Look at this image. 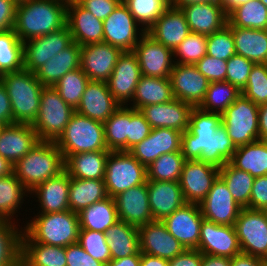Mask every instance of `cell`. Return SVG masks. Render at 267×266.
<instances>
[{
	"label": "cell",
	"mask_w": 267,
	"mask_h": 266,
	"mask_svg": "<svg viewBox=\"0 0 267 266\" xmlns=\"http://www.w3.org/2000/svg\"><path fill=\"white\" fill-rule=\"evenodd\" d=\"M141 74L150 77H169L175 64L173 50L145 33L133 49Z\"/></svg>",
	"instance_id": "obj_15"
},
{
	"label": "cell",
	"mask_w": 267,
	"mask_h": 266,
	"mask_svg": "<svg viewBox=\"0 0 267 266\" xmlns=\"http://www.w3.org/2000/svg\"><path fill=\"white\" fill-rule=\"evenodd\" d=\"M120 106L109 91L107 82L90 80L75 111L104 123Z\"/></svg>",
	"instance_id": "obj_23"
},
{
	"label": "cell",
	"mask_w": 267,
	"mask_h": 266,
	"mask_svg": "<svg viewBox=\"0 0 267 266\" xmlns=\"http://www.w3.org/2000/svg\"><path fill=\"white\" fill-rule=\"evenodd\" d=\"M235 52L255 64H267V30L229 27Z\"/></svg>",
	"instance_id": "obj_34"
},
{
	"label": "cell",
	"mask_w": 267,
	"mask_h": 266,
	"mask_svg": "<svg viewBox=\"0 0 267 266\" xmlns=\"http://www.w3.org/2000/svg\"><path fill=\"white\" fill-rule=\"evenodd\" d=\"M220 168L201 160H186L179 184L186 203L199 204L219 176Z\"/></svg>",
	"instance_id": "obj_13"
},
{
	"label": "cell",
	"mask_w": 267,
	"mask_h": 266,
	"mask_svg": "<svg viewBox=\"0 0 267 266\" xmlns=\"http://www.w3.org/2000/svg\"><path fill=\"white\" fill-rule=\"evenodd\" d=\"M151 125L140 110L130 107V123L127 136V151L143 141L151 132Z\"/></svg>",
	"instance_id": "obj_56"
},
{
	"label": "cell",
	"mask_w": 267,
	"mask_h": 266,
	"mask_svg": "<svg viewBox=\"0 0 267 266\" xmlns=\"http://www.w3.org/2000/svg\"><path fill=\"white\" fill-rule=\"evenodd\" d=\"M193 108L192 105L174 98L167 103L152 104L139 110L152 129L171 128L183 133L188 129Z\"/></svg>",
	"instance_id": "obj_24"
},
{
	"label": "cell",
	"mask_w": 267,
	"mask_h": 266,
	"mask_svg": "<svg viewBox=\"0 0 267 266\" xmlns=\"http://www.w3.org/2000/svg\"><path fill=\"white\" fill-rule=\"evenodd\" d=\"M240 95L241 91L229 82H210L199 108L203 111L222 114Z\"/></svg>",
	"instance_id": "obj_47"
},
{
	"label": "cell",
	"mask_w": 267,
	"mask_h": 266,
	"mask_svg": "<svg viewBox=\"0 0 267 266\" xmlns=\"http://www.w3.org/2000/svg\"><path fill=\"white\" fill-rule=\"evenodd\" d=\"M13 166V173L30 192L63 172L65 161L55 142L40 140Z\"/></svg>",
	"instance_id": "obj_4"
},
{
	"label": "cell",
	"mask_w": 267,
	"mask_h": 266,
	"mask_svg": "<svg viewBox=\"0 0 267 266\" xmlns=\"http://www.w3.org/2000/svg\"><path fill=\"white\" fill-rule=\"evenodd\" d=\"M24 69V44L14 29L0 32V75Z\"/></svg>",
	"instance_id": "obj_45"
},
{
	"label": "cell",
	"mask_w": 267,
	"mask_h": 266,
	"mask_svg": "<svg viewBox=\"0 0 267 266\" xmlns=\"http://www.w3.org/2000/svg\"><path fill=\"white\" fill-rule=\"evenodd\" d=\"M62 1L66 2V3H69V2H75V1H78V0H62Z\"/></svg>",
	"instance_id": "obj_72"
},
{
	"label": "cell",
	"mask_w": 267,
	"mask_h": 266,
	"mask_svg": "<svg viewBox=\"0 0 267 266\" xmlns=\"http://www.w3.org/2000/svg\"><path fill=\"white\" fill-rule=\"evenodd\" d=\"M249 208L267 210V175L254 178Z\"/></svg>",
	"instance_id": "obj_60"
},
{
	"label": "cell",
	"mask_w": 267,
	"mask_h": 266,
	"mask_svg": "<svg viewBox=\"0 0 267 266\" xmlns=\"http://www.w3.org/2000/svg\"><path fill=\"white\" fill-rule=\"evenodd\" d=\"M138 229L141 253L170 260L185 250V247L169 233L162 221L153 220Z\"/></svg>",
	"instance_id": "obj_21"
},
{
	"label": "cell",
	"mask_w": 267,
	"mask_h": 266,
	"mask_svg": "<svg viewBox=\"0 0 267 266\" xmlns=\"http://www.w3.org/2000/svg\"><path fill=\"white\" fill-rule=\"evenodd\" d=\"M109 152L93 151L70 155L65 160V171L72 178L104 180Z\"/></svg>",
	"instance_id": "obj_33"
},
{
	"label": "cell",
	"mask_w": 267,
	"mask_h": 266,
	"mask_svg": "<svg viewBox=\"0 0 267 266\" xmlns=\"http://www.w3.org/2000/svg\"><path fill=\"white\" fill-rule=\"evenodd\" d=\"M195 66L210 82L226 80L227 61L225 60L216 59L206 54Z\"/></svg>",
	"instance_id": "obj_57"
},
{
	"label": "cell",
	"mask_w": 267,
	"mask_h": 266,
	"mask_svg": "<svg viewBox=\"0 0 267 266\" xmlns=\"http://www.w3.org/2000/svg\"><path fill=\"white\" fill-rule=\"evenodd\" d=\"M175 99L199 107L205 98L210 81L195 65L175 63L169 76Z\"/></svg>",
	"instance_id": "obj_16"
},
{
	"label": "cell",
	"mask_w": 267,
	"mask_h": 266,
	"mask_svg": "<svg viewBox=\"0 0 267 266\" xmlns=\"http://www.w3.org/2000/svg\"><path fill=\"white\" fill-rule=\"evenodd\" d=\"M20 266H67L66 247L21 242Z\"/></svg>",
	"instance_id": "obj_38"
},
{
	"label": "cell",
	"mask_w": 267,
	"mask_h": 266,
	"mask_svg": "<svg viewBox=\"0 0 267 266\" xmlns=\"http://www.w3.org/2000/svg\"><path fill=\"white\" fill-rule=\"evenodd\" d=\"M241 94L257 106L267 103V64H255Z\"/></svg>",
	"instance_id": "obj_52"
},
{
	"label": "cell",
	"mask_w": 267,
	"mask_h": 266,
	"mask_svg": "<svg viewBox=\"0 0 267 266\" xmlns=\"http://www.w3.org/2000/svg\"><path fill=\"white\" fill-rule=\"evenodd\" d=\"M185 161L181 152L163 154L146 167L147 180L179 182Z\"/></svg>",
	"instance_id": "obj_48"
},
{
	"label": "cell",
	"mask_w": 267,
	"mask_h": 266,
	"mask_svg": "<svg viewBox=\"0 0 267 266\" xmlns=\"http://www.w3.org/2000/svg\"><path fill=\"white\" fill-rule=\"evenodd\" d=\"M199 207L204 219L228 226H234L242 209L219 176Z\"/></svg>",
	"instance_id": "obj_14"
},
{
	"label": "cell",
	"mask_w": 267,
	"mask_h": 266,
	"mask_svg": "<svg viewBox=\"0 0 267 266\" xmlns=\"http://www.w3.org/2000/svg\"><path fill=\"white\" fill-rule=\"evenodd\" d=\"M182 132L171 128H153L150 134L128 152L142 165L148 167L161 155L181 152Z\"/></svg>",
	"instance_id": "obj_22"
},
{
	"label": "cell",
	"mask_w": 267,
	"mask_h": 266,
	"mask_svg": "<svg viewBox=\"0 0 267 266\" xmlns=\"http://www.w3.org/2000/svg\"><path fill=\"white\" fill-rule=\"evenodd\" d=\"M146 33L174 51L188 36L190 30L181 9L170 6Z\"/></svg>",
	"instance_id": "obj_30"
},
{
	"label": "cell",
	"mask_w": 267,
	"mask_h": 266,
	"mask_svg": "<svg viewBox=\"0 0 267 266\" xmlns=\"http://www.w3.org/2000/svg\"><path fill=\"white\" fill-rule=\"evenodd\" d=\"M230 266H267V261L241 252L231 258Z\"/></svg>",
	"instance_id": "obj_64"
},
{
	"label": "cell",
	"mask_w": 267,
	"mask_h": 266,
	"mask_svg": "<svg viewBox=\"0 0 267 266\" xmlns=\"http://www.w3.org/2000/svg\"><path fill=\"white\" fill-rule=\"evenodd\" d=\"M142 253L139 251L137 254L124 257L121 259H111L105 266H139Z\"/></svg>",
	"instance_id": "obj_66"
},
{
	"label": "cell",
	"mask_w": 267,
	"mask_h": 266,
	"mask_svg": "<svg viewBox=\"0 0 267 266\" xmlns=\"http://www.w3.org/2000/svg\"><path fill=\"white\" fill-rule=\"evenodd\" d=\"M139 266H169V260L142 253Z\"/></svg>",
	"instance_id": "obj_68"
},
{
	"label": "cell",
	"mask_w": 267,
	"mask_h": 266,
	"mask_svg": "<svg viewBox=\"0 0 267 266\" xmlns=\"http://www.w3.org/2000/svg\"><path fill=\"white\" fill-rule=\"evenodd\" d=\"M130 108L120 106L103 124L109 151H127Z\"/></svg>",
	"instance_id": "obj_44"
},
{
	"label": "cell",
	"mask_w": 267,
	"mask_h": 266,
	"mask_svg": "<svg viewBox=\"0 0 267 266\" xmlns=\"http://www.w3.org/2000/svg\"><path fill=\"white\" fill-rule=\"evenodd\" d=\"M105 186L109 197L147 181L146 167L128 151H110L105 169Z\"/></svg>",
	"instance_id": "obj_9"
},
{
	"label": "cell",
	"mask_w": 267,
	"mask_h": 266,
	"mask_svg": "<svg viewBox=\"0 0 267 266\" xmlns=\"http://www.w3.org/2000/svg\"><path fill=\"white\" fill-rule=\"evenodd\" d=\"M75 110L68 105L53 86H44L41 92L39 113L32 124L41 141L56 142Z\"/></svg>",
	"instance_id": "obj_7"
},
{
	"label": "cell",
	"mask_w": 267,
	"mask_h": 266,
	"mask_svg": "<svg viewBox=\"0 0 267 266\" xmlns=\"http://www.w3.org/2000/svg\"><path fill=\"white\" fill-rule=\"evenodd\" d=\"M259 106L240 95L222 114L221 123L235 147L259 140Z\"/></svg>",
	"instance_id": "obj_8"
},
{
	"label": "cell",
	"mask_w": 267,
	"mask_h": 266,
	"mask_svg": "<svg viewBox=\"0 0 267 266\" xmlns=\"http://www.w3.org/2000/svg\"><path fill=\"white\" fill-rule=\"evenodd\" d=\"M249 0H221L226 13L228 14L233 8L245 4Z\"/></svg>",
	"instance_id": "obj_71"
},
{
	"label": "cell",
	"mask_w": 267,
	"mask_h": 266,
	"mask_svg": "<svg viewBox=\"0 0 267 266\" xmlns=\"http://www.w3.org/2000/svg\"><path fill=\"white\" fill-rule=\"evenodd\" d=\"M173 54L175 63L195 65L207 54V36L190 32Z\"/></svg>",
	"instance_id": "obj_51"
},
{
	"label": "cell",
	"mask_w": 267,
	"mask_h": 266,
	"mask_svg": "<svg viewBox=\"0 0 267 266\" xmlns=\"http://www.w3.org/2000/svg\"><path fill=\"white\" fill-rule=\"evenodd\" d=\"M89 81L90 79L79 67L67 72L53 87L58 91L61 98L75 110Z\"/></svg>",
	"instance_id": "obj_50"
},
{
	"label": "cell",
	"mask_w": 267,
	"mask_h": 266,
	"mask_svg": "<svg viewBox=\"0 0 267 266\" xmlns=\"http://www.w3.org/2000/svg\"><path fill=\"white\" fill-rule=\"evenodd\" d=\"M141 76V69L135 53L123 51L111 76L106 81L109 91L121 106H128L127 102L132 101Z\"/></svg>",
	"instance_id": "obj_17"
},
{
	"label": "cell",
	"mask_w": 267,
	"mask_h": 266,
	"mask_svg": "<svg viewBox=\"0 0 267 266\" xmlns=\"http://www.w3.org/2000/svg\"><path fill=\"white\" fill-rule=\"evenodd\" d=\"M66 20L72 39L78 45L103 42V21L97 19L77 1L67 4Z\"/></svg>",
	"instance_id": "obj_27"
},
{
	"label": "cell",
	"mask_w": 267,
	"mask_h": 266,
	"mask_svg": "<svg viewBox=\"0 0 267 266\" xmlns=\"http://www.w3.org/2000/svg\"><path fill=\"white\" fill-rule=\"evenodd\" d=\"M203 253L197 249H185L169 260V266H201Z\"/></svg>",
	"instance_id": "obj_62"
},
{
	"label": "cell",
	"mask_w": 267,
	"mask_h": 266,
	"mask_svg": "<svg viewBox=\"0 0 267 266\" xmlns=\"http://www.w3.org/2000/svg\"><path fill=\"white\" fill-rule=\"evenodd\" d=\"M255 63L241 55L235 54L227 60L226 82L236 86L240 91L245 87L249 74Z\"/></svg>",
	"instance_id": "obj_55"
},
{
	"label": "cell",
	"mask_w": 267,
	"mask_h": 266,
	"mask_svg": "<svg viewBox=\"0 0 267 266\" xmlns=\"http://www.w3.org/2000/svg\"><path fill=\"white\" fill-rule=\"evenodd\" d=\"M174 99L169 77L159 78L142 75L132 98L131 108L139 110L152 104H162Z\"/></svg>",
	"instance_id": "obj_35"
},
{
	"label": "cell",
	"mask_w": 267,
	"mask_h": 266,
	"mask_svg": "<svg viewBox=\"0 0 267 266\" xmlns=\"http://www.w3.org/2000/svg\"><path fill=\"white\" fill-rule=\"evenodd\" d=\"M78 217L80 229L103 233L119 220L114 198L109 196L82 209Z\"/></svg>",
	"instance_id": "obj_40"
},
{
	"label": "cell",
	"mask_w": 267,
	"mask_h": 266,
	"mask_svg": "<svg viewBox=\"0 0 267 266\" xmlns=\"http://www.w3.org/2000/svg\"><path fill=\"white\" fill-rule=\"evenodd\" d=\"M83 8L104 21L121 3L119 0H78Z\"/></svg>",
	"instance_id": "obj_59"
},
{
	"label": "cell",
	"mask_w": 267,
	"mask_h": 266,
	"mask_svg": "<svg viewBox=\"0 0 267 266\" xmlns=\"http://www.w3.org/2000/svg\"><path fill=\"white\" fill-rule=\"evenodd\" d=\"M231 258L203 254L201 266H230Z\"/></svg>",
	"instance_id": "obj_67"
},
{
	"label": "cell",
	"mask_w": 267,
	"mask_h": 266,
	"mask_svg": "<svg viewBox=\"0 0 267 266\" xmlns=\"http://www.w3.org/2000/svg\"><path fill=\"white\" fill-rule=\"evenodd\" d=\"M27 193L30 194L14 173L0 177V218L12 221L24 197H29Z\"/></svg>",
	"instance_id": "obj_41"
},
{
	"label": "cell",
	"mask_w": 267,
	"mask_h": 266,
	"mask_svg": "<svg viewBox=\"0 0 267 266\" xmlns=\"http://www.w3.org/2000/svg\"><path fill=\"white\" fill-rule=\"evenodd\" d=\"M0 81L5 86L11 102L13 124H33L39 113L44 87L35 73L22 69L0 75Z\"/></svg>",
	"instance_id": "obj_5"
},
{
	"label": "cell",
	"mask_w": 267,
	"mask_h": 266,
	"mask_svg": "<svg viewBox=\"0 0 267 266\" xmlns=\"http://www.w3.org/2000/svg\"><path fill=\"white\" fill-rule=\"evenodd\" d=\"M24 225L21 242H37L66 247L78 242L80 231L78 213H40Z\"/></svg>",
	"instance_id": "obj_3"
},
{
	"label": "cell",
	"mask_w": 267,
	"mask_h": 266,
	"mask_svg": "<svg viewBox=\"0 0 267 266\" xmlns=\"http://www.w3.org/2000/svg\"><path fill=\"white\" fill-rule=\"evenodd\" d=\"M259 140L267 141V103L259 106Z\"/></svg>",
	"instance_id": "obj_65"
},
{
	"label": "cell",
	"mask_w": 267,
	"mask_h": 266,
	"mask_svg": "<svg viewBox=\"0 0 267 266\" xmlns=\"http://www.w3.org/2000/svg\"><path fill=\"white\" fill-rule=\"evenodd\" d=\"M267 7V0H260Z\"/></svg>",
	"instance_id": "obj_73"
},
{
	"label": "cell",
	"mask_w": 267,
	"mask_h": 266,
	"mask_svg": "<svg viewBox=\"0 0 267 266\" xmlns=\"http://www.w3.org/2000/svg\"><path fill=\"white\" fill-rule=\"evenodd\" d=\"M123 3L145 32L170 7V0H126Z\"/></svg>",
	"instance_id": "obj_49"
},
{
	"label": "cell",
	"mask_w": 267,
	"mask_h": 266,
	"mask_svg": "<svg viewBox=\"0 0 267 266\" xmlns=\"http://www.w3.org/2000/svg\"><path fill=\"white\" fill-rule=\"evenodd\" d=\"M108 197L104 180L77 179L70 177L69 209L79 213L93 203Z\"/></svg>",
	"instance_id": "obj_39"
},
{
	"label": "cell",
	"mask_w": 267,
	"mask_h": 266,
	"mask_svg": "<svg viewBox=\"0 0 267 266\" xmlns=\"http://www.w3.org/2000/svg\"><path fill=\"white\" fill-rule=\"evenodd\" d=\"M78 243L95 260L107 265L111 260V253L105 233L87 229H80Z\"/></svg>",
	"instance_id": "obj_53"
},
{
	"label": "cell",
	"mask_w": 267,
	"mask_h": 266,
	"mask_svg": "<svg viewBox=\"0 0 267 266\" xmlns=\"http://www.w3.org/2000/svg\"><path fill=\"white\" fill-rule=\"evenodd\" d=\"M147 189L154 220L162 221L186 204L179 182L147 180Z\"/></svg>",
	"instance_id": "obj_28"
},
{
	"label": "cell",
	"mask_w": 267,
	"mask_h": 266,
	"mask_svg": "<svg viewBox=\"0 0 267 266\" xmlns=\"http://www.w3.org/2000/svg\"><path fill=\"white\" fill-rule=\"evenodd\" d=\"M66 259L67 266H105L88 254L78 242L66 246Z\"/></svg>",
	"instance_id": "obj_58"
},
{
	"label": "cell",
	"mask_w": 267,
	"mask_h": 266,
	"mask_svg": "<svg viewBox=\"0 0 267 266\" xmlns=\"http://www.w3.org/2000/svg\"><path fill=\"white\" fill-rule=\"evenodd\" d=\"M203 215L199 204L186 203L162 220L169 233L174 236L185 249H198L200 226Z\"/></svg>",
	"instance_id": "obj_20"
},
{
	"label": "cell",
	"mask_w": 267,
	"mask_h": 266,
	"mask_svg": "<svg viewBox=\"0 0 267 266\" xmlns=\"http://www.w3.org/2000/svg\"><path fill=\"white\" fill-rule=\"evenodd\" d=\"M17 0H0V32L14 27Z\"/></svg>",
	"instance_id": "obj_61"
},
{
	"label": "cell",
	"mask_w": 267,
	"mask_h": 266,
	"mask_svg": "<svg viewBox=\"0 0 267 266\" xmlns=\"http://www.w3.org/2000/svg\"><path fill=\"white\" fill-rule=\"evenodd\" d=\"M67 4L62 0H21L14 31L22 42L44 36L66 25Z\"/></svg>",
	"instance_id": "obj_2"
},
{
	"label": "cell",
	"mask_w": 267,
	"mask_h": 266,
	"mask_svg": "<svg viewBox=\"0 0 267 266\" xmlns=\"http://www.w3.org/2000/svg\"><path fill=\"white\" fill-rule=\"evenodd\" d=\"M69 185L70 176L64 170L58 176L48 179L43 183L37 185L32 191L31 195H36L40 204L39 213H54L69 210ZM41 211V212H40Z\"/></svg>",
	"instance_id": "obj_31"
},
{
	"label": "cell",
	"mask_w": 267,
	"mask_h": 266,
	"mask_svg": "<svg viewBox=\"0 0 267 266\" xmlns=\"http://www.w3.org/2000/svg\"><path fill=\"white\" fill-rule=\"evenodd\" d=\"M122 52L105 42L81 46L80 68L90 80L106 82Z\"/></svg>",
	"instance_id": "obj_19"
},
{
	"label": "cell",
	"mask_w": 267,
	"mask_h": 266,
	"mask_svg": "<svg viewBox=\"0 0 267 266\" xmlns=\"http://www.w3.org/2000/svg\"><path fill=\"white\" fill-rule=\"evenodd\" d=\"M73 42L66 24L59 30L23 42L24 69L35 73L46 61L56 56Z\"/></svg>",
	"instance_id": "obj_12"
},
{
	"label": "cell",
	"mask_w": 267,
	"mask_h": 266,
	"mask_svg": "<svg viewBox=\"0 0 267 266\" xmlns=\"http://www.w3.org/2000/svg\"><path fill=\"white\" fill-rule=\"evenodd\" d=\"M0 124H13V112L11 102L5 86L0 81Z\"/></svg>",
	"instance_id": "obj_63"
},
{
	"label": "cell",
	"mask_w": 267,
	"mask_h": 266,
	"mask_svg": "<svg viewBox=\"0 0 267 266\" xmlns=\"http://www.w3.org/2000/svg\"><path fill=\"white\" fill-rule=\"evenodd\" d=\"M234 228L241 252L267 261V210L242 208Z\"/></svg>",
	"instance_id": "obj_10"
},
{
	"label": "cell",
	"mask_w": 267,
	"mask_h": 266,
	"mask_svg": "<svg viewBox=\"0 0 267 266\" xmlns=\"http://www.w3.org/2000/svg\"><path fill=\"white\" fill-rule=\"evenodd\" d=\"M121 2L118 7L103 21V42L122 51H133L138 41L146 33ZM140 29V30H139Z\"/></svg>",
	"instance_id": "obj_11"
},
{
	"label": "cell",
	"mask_w": 267,
	"mask_h": 266,
	"mask_svg": "<svg viewBox=\"0 0 267 266\" xmlns=\"http://www.w3.org/2000/svg\"><path fill=\"white\" fill-rule=\"evenodd\" d=\"M111 259H121L134 254L139 250V229L122 220H118L106 231Z\"/></svg>",
	"instance_id": "obj_36"
},
{
	"label": "cell",
	"mask_w": 267,
	"mask_h": 266,
	"mask_svg": "<svg viewBox=\"0 0 267 266\" xmlns=\"http://www.w3.org/2000/svg\"><path fill=\"white\" fill-rule=\"evenodd\" d=\"M234 167L250 173L254 178L267 175V141L258 140L236 147L229 161Z\"/></svg>",
	"instance_id": "obj_37"
},
{
	"label": "cell",
	"mask_w": 267,
	"mask_h": 266,
	"mask_svg": "<svg viewBox=\"0 0 267 266\" xmlns=\"http://www.w3.org/2000/svg\"><path fill=\"white\" fill-rule=\"evenodd\" d=\"M39 141L32 124L5 125L0 131V156L15 165Z\"/></svg>",
	"instance_id": "obj_26"
},
{
	"label": "cell",
	"mask_w": 267,
	"mask_h": 266,
	"mask_svg": "<svg viewBox=\"0 0 267 266\" xmlns=\"http://www.w3.org/2000/svg\"><path fill=\"white\" fill-rule=\"evenodd\" d=\"M55 143L62 152L64 161L77 153L109 151L105 142L104 124L76 111Z\"/></svg>",
	"instance_id": "obj_6"
},
{
	"label": "cell",
	"mask_w": 267,
	"mask_h": 266,
	"mask_svg": "<svg viewBox=\"0 0 267 266\" xmlns=\"http://www.w3.org/2000/svg\"><path fill=\"white\" fill-rule=\"evenodd\" d=\"M190 32L211 35L228 23L227 13L221 3H198L180 8Z\"/></svg>",
	"instance_id": "obj_29"
},
{
	"label": "cell",
	"mask_w": 267,
	"mask_h": 266,
	"mask_svg": "<svg viewBox=\"0 0 267 266\" xmlns=\"http://www.w3.org/2000/svg\"><path fill=\"white\" fill-rule=\"evenodd\" d=\"M219 177L225 182L234 200L242 207L249 208L254 177L227 162L220 168Z\"/></svg>",
	"instance_id": "obj_43"
},
{
	"label": "cell",
	"mask_w": 267,
	"mask_h": 266,
	"mask_svg": "<svg viewBox=\"0 0 267 266\" xmlns=\"http://www.w3.org/2000/svg\"><path fill=\"white\" fill-rule=\"evenodd\" d=\"M14 221L0 220V266H20L23 228H17Z\"/></svg>",
	"instance_id": "obj_46"
},
{
	"label": "cell",
	"mask_w": 267,
	"mask_h": 266,
	"mask_svg": "<svg viewBox=\"0 0 267 266\" xmlns=\"http://www.w3.org/2000/svg\"><path fill=\"white\" fill-rule=\"evenodd\" d=\"M228 27L267 30V7L260 0H249L228 14Z\"/></svg>",
	"instance_id": "obj_42"
},
{
	"label": "cell",
	"mask_w": 267,
	"mask_h": 266,
	"mask_svg": "<svg viewBox=\"0 0 267 266\" xmlns=\"http://www.w3.org/2000/svg\"><path fill=\"white\" fill-rule=\"evenodd\" d=\"M235 150L221 123V114L194 107L188 129L181 137V153L185 160H201L221 168L232 159Z\"/></svg>",
	"instance_id": "obj_1"
},
{
	"label": "cell",
	"mask_w": 267,
	"mask_h": 266,
	"mask_svg": "<svg viewBox=\"0 0 267 266\" xmlns=\"http://www.w3.org/2000/svg\"><path fill=\"white\" fill-rule=\"evenodd\" d=\"M81 46L73 41L35 72L43 86H54L67 72L80 67Z\"/></svg>",
	"instance_id": "obj_32"
},
{
	"label": "cell",
	"mask_w": 267,
	"mask_h": 266,
	"mask_svg": "<svg viewBox=\"0 0 267 266\" xmlns=\"http://www.w3.org/2000/svg\"><path fill=\"white\" fill-rule=\"evenodd\" d=\"M118 219L135 227L153 221L148 201L147 181L114 197Z\"/></svg>",
	"instance_id": "obj_25"
},
{
	"label": "cell",
	"mask_w": 267,
	"mask_h": 266,
	"mask_svg": "<svg viewBox=\"0 0 267 266\" xmlns=\"http://www.w3.org/2000/svg\"><path fill=\"white\" fill-rule=\"evenodd\" d=\"M235 54L232 30L227 25L220 31L207 36L208 56L227 61Z\"/></svg>",
	"instance_id": "obj_54"
},
{
	"label": "cell",
	"mask_w": 267,
	"mask_h": 266,
	"mask_svg": "<svg viewBox=\"0 0 267 266\" xmlns=\"http://www.w3.org/2000/svg\"><path fill=\"white\" fill-rule=\"evenodd\" d=\"M198 3H221V0H170V6L178 9Z\"/></svg>",
	"instance_id": "obj_69"
},
{
	"label": "cell",
	"mask_w": 267,
	"mask_h": 266,
	"mask_svg": "<svg viewBox=\"0 0 267 266\" xmlns=\"http://www.w3.org/2000/svg\"><path fill=\"white\" fill-rule=\"evenodd\" d=\"M203 254L232 258L241 253L234 226L220 225L203 219L198 249Z\"/></svg>",
	"instance_id": "obj_18"
},
{
	"label": "cell",
	"mask_w": 267,
	"mask_h": 266,
	"mask_svg": "<svg viewBox=\"0 0 267 266\" xmlns=\"http://www.w3.org/2000/svg\"><path fill=\"white\" fill-rule=\"evenodd\" d=\"M13 168L14 166L8 160L0 156V177L11 175Z\"/></svg>",
	"instance_id": "obj_70"
},
{
	"label": "cell",
	"mask_w": 267,
	"mask_h": 266,
	"mask_svg": "<svg viewBox=\"0 0 267 266\" xmlns=\"http://www.w3.org/2000/svg\"><path fill=\"white\" fill-rule=\"evenodd\" d=\"M3 126H4L3 124H0V131H1V129L3 128Z\"/></svg>",
	"instance_id": "obj_74"
}]
</instances>
